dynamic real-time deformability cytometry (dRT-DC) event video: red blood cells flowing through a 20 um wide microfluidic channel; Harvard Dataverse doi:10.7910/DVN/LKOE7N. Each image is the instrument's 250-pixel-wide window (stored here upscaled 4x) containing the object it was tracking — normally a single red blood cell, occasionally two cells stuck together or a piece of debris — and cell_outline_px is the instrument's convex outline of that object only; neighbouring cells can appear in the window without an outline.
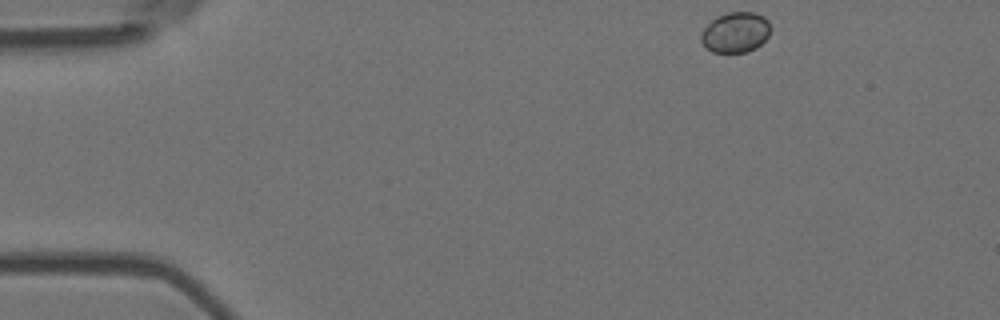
{"species": "Egyptian fruit bat (a non-hibernating species)", "species_latin": "Rousettus aegyptiacus", "temperature_condition": "room temperature", "stored_images_in_passage": 50, "camera_frame_rate_fps": 3000, "um_per_image_px": 0.085, "animal": {"sex": "female"}, "frame": {"image": 1, "passage_image": 1, "time_ms": 0.0, "image_size_px": [1000, 320], "cell_outline_px": [[772, 28], [768, 36], [756, 48], [748, 52], [712, 52], [704, 48], [700, 40], [700, 32], [712, 20], [728, 12], [756, 12], [764, 16], [768, 20]], "centroid_in_image_um": [62.52, 2.76], "position_along_channel_um": 22.5, "area_um2": 16.59}}
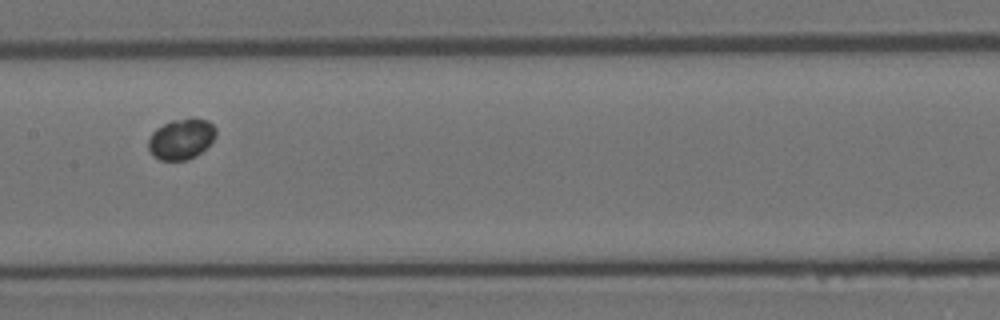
{"frame": {"image": 2, "passage_image": 22, "time_ms": 7.0, "image_size_px": [1000, 320], "cell_outline_px": [[216, 136], [196, 156], [188, 160], [160, 160], [152, 156], [148, 148], [148, 140], [152, 132], [156, 128], [172, 120], [208, 120], [216, 128]], "centroid_in_image_um": [15.37, 11.85], "position_along_channel_um": 192.0, "area_um2": 15.72}}
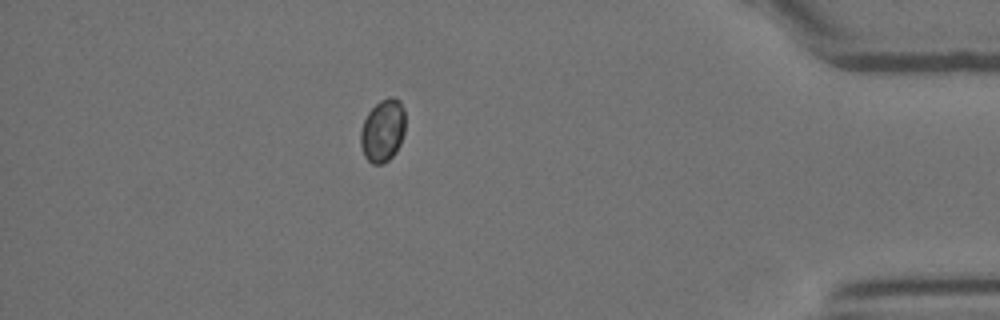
{"frame": {"image": 3, "passage_image": 43, "time_ms": 14.0, "image_size_px": [1000, 320], "cell_outline_px": [[404, 132], [400, 144], [396, 152], [388, 160], [380, 164], [372, 164], [364, 156], [360, 144], [360, 132], [364, 120], [368, 112], [380, 100], [388, 96], [392, 96], [400, 100], [404, 108]], "centroid_in_image_um": [32.53, 11.08], "position_along_channel_um": 402.7, "area_um2": 16.42}}